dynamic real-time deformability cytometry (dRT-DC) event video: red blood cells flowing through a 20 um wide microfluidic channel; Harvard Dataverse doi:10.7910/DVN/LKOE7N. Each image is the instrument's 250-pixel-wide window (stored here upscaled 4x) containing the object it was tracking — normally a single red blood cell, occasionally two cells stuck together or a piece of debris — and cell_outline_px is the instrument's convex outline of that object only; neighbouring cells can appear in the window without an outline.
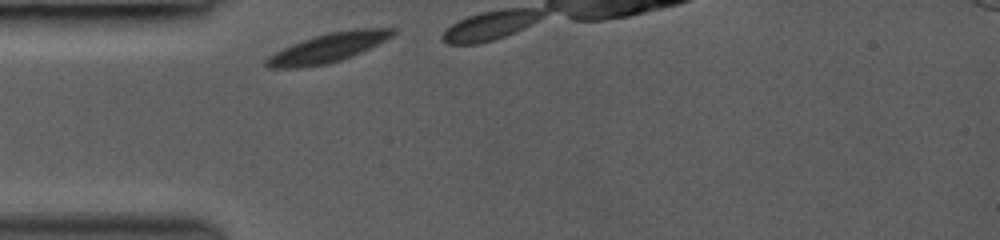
{"species": "common noctule bat (a hibernating species)", "species_latin": "Nyctalus noctula", "temperature_condition": "room temperature", "stored_images_in_passage": 4, "camera_frame_rate_fps": 3000, "um_per_image_px": 0.085, "animal": {"sex": "female", "body_mass_g": 19.0, "forearm_length_mm": 53.3}, "frame": {"image": 1, "passage_image": 1, "time_ms": 0.0, "image_size_px": [1000, 240], "cell_outline_px": [[396, 32], [392, 36], [352, 56], [328, 64], [300, 68], [268, 68], [264, 64], [264, 60], [268, 56], [292, 44], [328, 32], [356, 28], [396, 28]], "centroid_in_image_um": [27.86, 4.07], "position_along_channel_um": 57.1, "area_um2": 21.27}}